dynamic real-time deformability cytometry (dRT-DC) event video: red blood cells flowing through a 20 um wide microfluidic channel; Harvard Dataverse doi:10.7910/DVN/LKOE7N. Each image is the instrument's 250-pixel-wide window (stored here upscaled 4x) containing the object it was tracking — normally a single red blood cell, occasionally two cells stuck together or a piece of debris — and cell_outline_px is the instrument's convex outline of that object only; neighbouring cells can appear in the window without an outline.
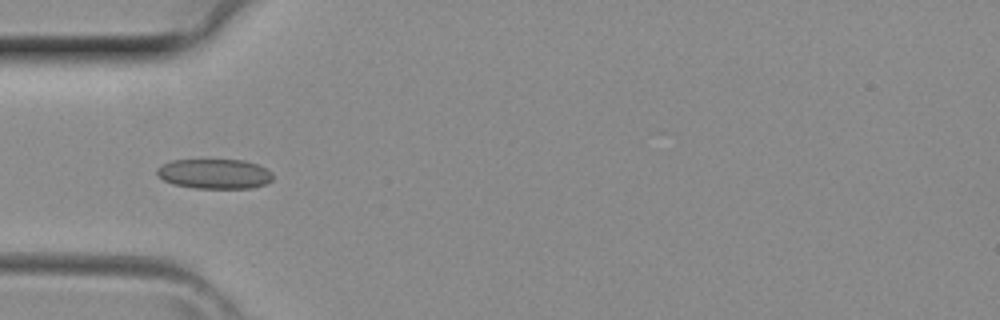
{"species": "common noctule bat (a hibernating species)", "species_latin": "Nyctalus noctula", "temperature_condition": "room temperature", "stored_images_in_passage": 3, "camera_frame_rate_fps": 3000, "um_per_image_px": 0.085, "animal": {"sex": "female", "body_mass_g": 29.2, "forearm_length_mm": 56.3}, "frame": {"image": 1, "passage_image": 3, "time_ms": 0.667, "image_size_px": [1000, 320], "cell_outline_px": [[272, 180], [264, 184], [252, 188], [192, 188], [172, 184], [164, 180], [156, 172], [156, 168], [172, 160], [244, 160], [256, 164], [272, 172]], "centroid_in_image_um": [18.22, 14.78], "position_along_channel_um": 66.8, "area_um2": 20.06}}